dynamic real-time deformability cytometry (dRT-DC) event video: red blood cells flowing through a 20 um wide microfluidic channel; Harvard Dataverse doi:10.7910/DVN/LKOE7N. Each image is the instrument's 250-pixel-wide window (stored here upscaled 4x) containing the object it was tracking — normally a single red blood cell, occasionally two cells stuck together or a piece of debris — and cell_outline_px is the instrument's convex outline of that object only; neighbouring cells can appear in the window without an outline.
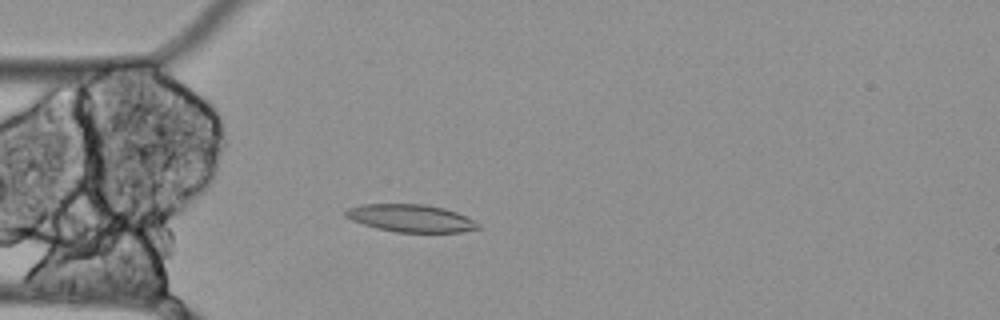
{"species": "Egyptian fruit bat (a non-hibernating species)", "species_latin": "Rousettus aegyptiacus", "temperature_condition": "cold", "stored_images_in_passage": 51, "camera_frame_rate_fps": 3000, "um_per_image_px": 0.085, "animal": {"sex": "female"}, "frame": {"image": 1, "passage_image": 10, "time_ms": 3.0, "image_size_px": [1000, 320], "cell_outline_px": [[480, 228], [464, 232], [396, 232], [376, 228], [352, 220], [344, 216], [344, 212], [348, 208], [360, 204], [424, 204], [444, 208], [456, 212], [480, 224]], "centroid_in_image_um": [34.9, 18.54], "position_along_channel_um": 50.1, "area_um2": 21.21}}
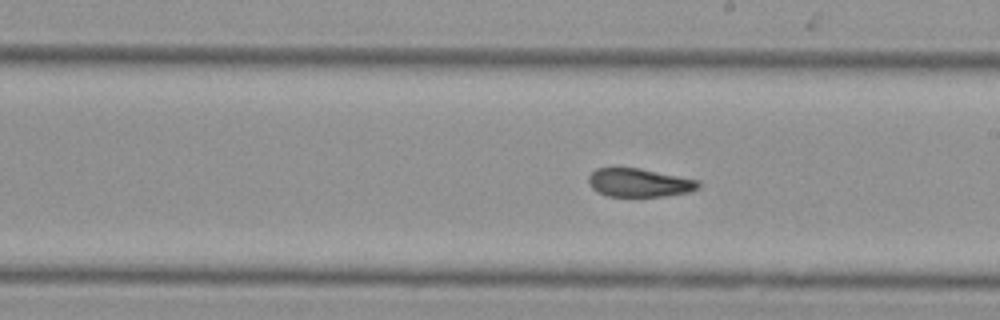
{"frame": {"image": 2, "passage_image": 26, "time_ms": 8.333, "image_size_px": [1000, 320], "cell_outline_px": [[700, 188], [692, 192], [664, 196], [608, 196], [592, 188], [588, 184], [588, 176], [596, 168], [640, 168], [700, 180]], "centroid_in_image_um": [54.38, 15.53], "position_along_channel_um": 234.6, "area_um2": 18.32}}
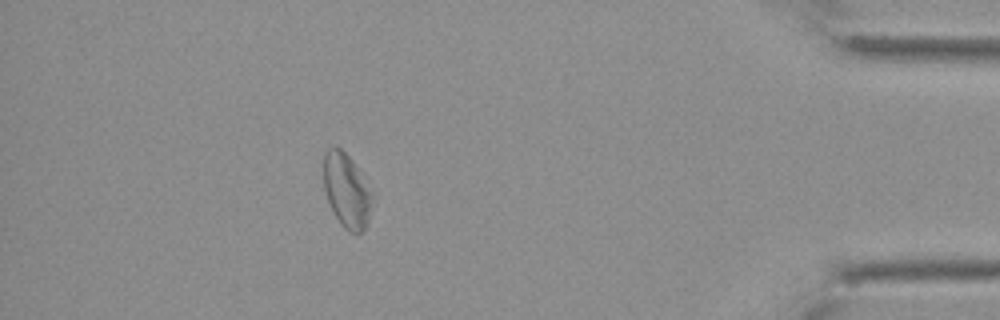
{"frame": {"image": 3, "passage_image": 45, "time_ms": 14.667, "image_size_px": [1000, 320], "cell_outline_px": [[372, 200], [368, 220], [364, 228], [360, 232], [348, 232], [340, 224], [328, 200], [324, 188], [324, 152], [328, 148], [340, 148], [352, 160], [372, 196]], "centroid_in_image_um": [29.43, 16.21], "position_along_channel_um": 405.8, "area_um2": 20.23}, "authors_computed_cell_mechanics": {"area_um2": 21.097, "velocity_mm_per_s": 3.456, "shape_relaxation_time_tau1_ms": null, "shape_relaxation_time_tau2_ms": 5.9582, "deformation_change_tau1": null, "deformation_change_tau2": 0.1373}}